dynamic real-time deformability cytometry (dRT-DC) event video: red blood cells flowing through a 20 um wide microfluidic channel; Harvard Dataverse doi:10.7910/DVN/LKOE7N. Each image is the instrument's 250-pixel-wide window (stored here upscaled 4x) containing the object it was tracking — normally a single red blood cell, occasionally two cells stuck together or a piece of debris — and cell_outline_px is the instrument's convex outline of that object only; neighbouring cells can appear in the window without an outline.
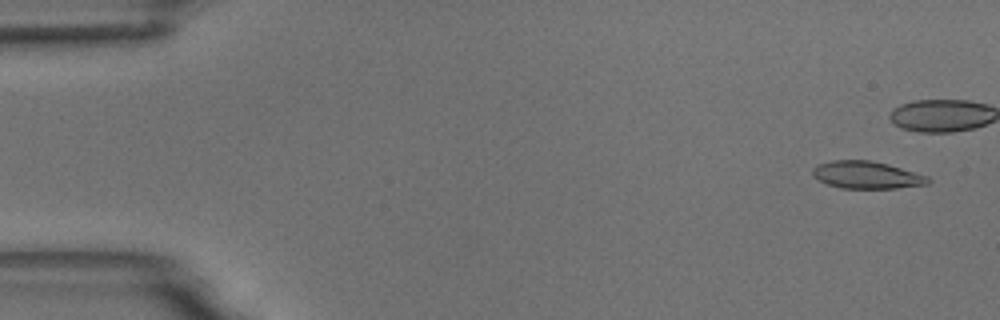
{"species": "common noctule bat (a hibernating species)", "species_latin": "Nyctalus noctula", "temperature_condition": "room temperature", "stored_images_in_passage": 17, "camera_frame_rate_fps": 3000, "um_per_image_px": 0.085, "animal": {"sex": "male", "body_mass_g": 18.8}, "frame": {"image": 1, "passage_image": 3, "time_ms": 0.667, "image_size_px": [1000, 320], "cell_outline_px": [[932, 180], [928, 184], [896, 188], [840, 188], [828, 184], [812, 176], [812, 168], [816, 164], [832, 160], [868, 160], [888, 164], [928, 176]], "centroid_in_image_um": [73.65, 14.87], "position_along_channel_um": 11.3, "area_um2": 18.44}}